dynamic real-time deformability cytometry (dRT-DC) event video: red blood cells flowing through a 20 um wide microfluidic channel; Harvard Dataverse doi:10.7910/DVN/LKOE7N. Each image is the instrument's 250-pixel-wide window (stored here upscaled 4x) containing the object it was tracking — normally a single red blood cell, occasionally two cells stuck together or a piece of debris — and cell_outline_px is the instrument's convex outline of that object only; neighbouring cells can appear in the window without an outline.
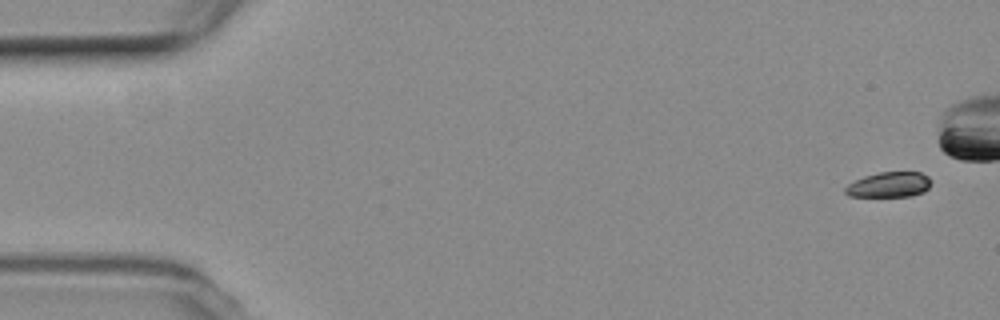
{"species": "common noctule bat (a hibernating species)", "species_latin": "Nyctalus noctula", "temperature_condition": "room temperature", "stored_images_in_passage": 5, "segment_of_instrument_passage": [1, 2], "camera_frame_rate_fps": 3000, "um_per_image_px": 0.085, "animal": {"sex": "female", "body_mass_g": 19.3, "forearm_length_mm": 54.1}, "frame": {"image": 1, "passage_image": 1, "time_ms": 0.0, "image_size_px": [1000, 320], "cell_outline_px": [[928, 188], [924, 192], [912, 196], [848, 196], [844, 192], [844, 188], [848, 184], [864, 176], [880, 172], [920, 172], [928, 176]], "centroid_in_image_um": [75.54, 15.7], "position_along_channel_um": 9.5, "area_um2": 12.48}}